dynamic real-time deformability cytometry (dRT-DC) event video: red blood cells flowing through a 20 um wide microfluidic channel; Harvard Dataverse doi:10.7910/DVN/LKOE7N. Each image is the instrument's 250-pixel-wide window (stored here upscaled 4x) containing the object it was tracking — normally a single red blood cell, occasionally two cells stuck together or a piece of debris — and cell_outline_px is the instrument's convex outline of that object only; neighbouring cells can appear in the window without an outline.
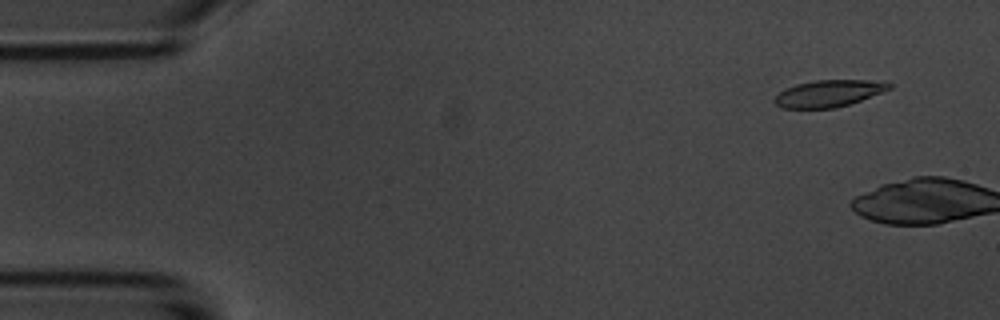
{"species": "common noctule bat (a hibernating species)", "species_latin": "Nyctalus noctula", "temperature_condition": "room temperature", "stored_images_in_passage": 2, "camera_frame_rate_fps": 3000, "um_per_image_px": 0.085, "animal": {"sex": "male", "body_mass_g": 20.1, "forearm_length_mm": 53.5}, "frame": {"image": 1, "passage_image": 1, "time_ms": 0.0, "image_size_px": [1000, 320], "cell_outline_px": [[892, 88], [884, 92], [836, 108], [784, 108], [776, 104], [772, 100], [780, 92], [796, 84], [816, 80], [888, 80], [892, 84]], "centroid_in_image_um": [70.52, 7.92], "position_along_channel_um": 14.5, "area_um2": 17.98}}